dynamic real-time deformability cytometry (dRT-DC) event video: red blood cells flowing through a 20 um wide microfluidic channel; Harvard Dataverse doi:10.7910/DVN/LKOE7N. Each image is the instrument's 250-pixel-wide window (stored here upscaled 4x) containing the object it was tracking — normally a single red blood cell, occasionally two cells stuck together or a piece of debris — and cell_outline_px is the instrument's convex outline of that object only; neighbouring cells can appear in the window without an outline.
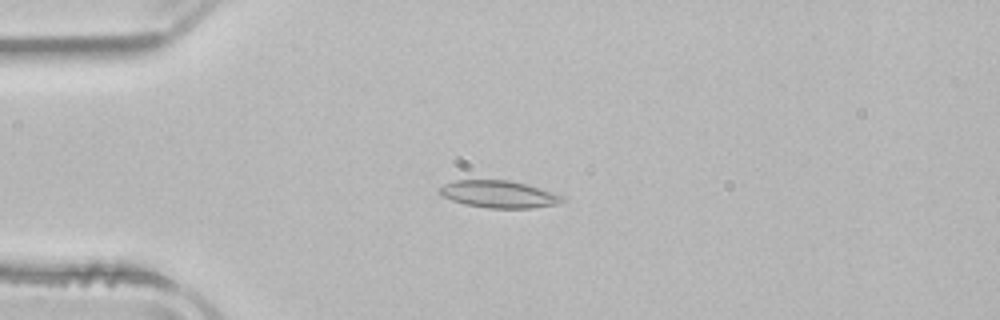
{"species": "common noctule bat (a hibernating species)", "species_latin": "Nyctalus noctula", "temperature_condition": "room temperature", "stored_images_in_passage": 44, "camera_frame_rate_fps": 3000, "um_per_image_px": 0.085, "animal": {"sex": "male", "body_mass_g": 21.5, "forearm_length_mm": 52.0}, "frame": {"image": 1, "passage_image": 12, "time_ms": 3.667, "image_size_px": [1000, 320], "cell_outline_px": [[564, 200], [560, 204], [532, 208], [488, 208], [464, 204], [440, 196], [436, 192], [436, 188], [452, 180], [508, 180], [524, 184], [552, 192], [564, 196]], "centroid_in_image_um": [42.33, 16.51], "position_along_channel_um": 42.7, "area_um2": 19.65}}
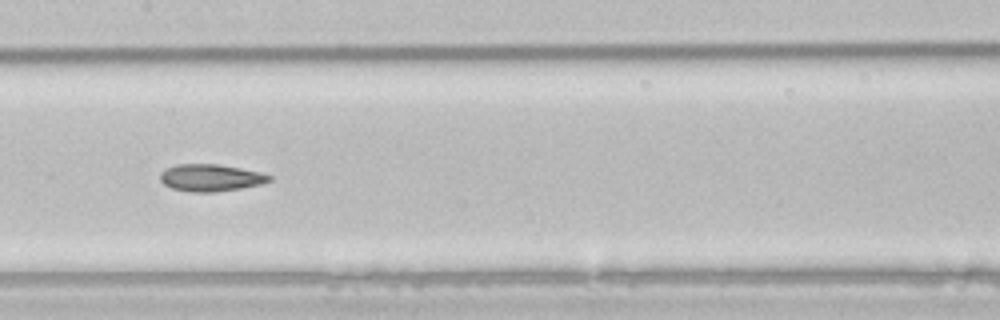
{"frame": {"image": 2, "passage_image": 25, "time_ms": 8.0, "image_size_px": [1000, 320], "cell_outline_px": [[272, 180], [260, 184], [240, 188], [212, 192], [192, 192], [172, 188], [164, 184], [160, 180], [160, 172], [164, 168], [176, 164], [220, 164], [260, 172], [272, 176]], "centroid_in_image_um": [17.88, 15.09], "position_along_channel_um": 189.5, "area_um2": 17.22}}
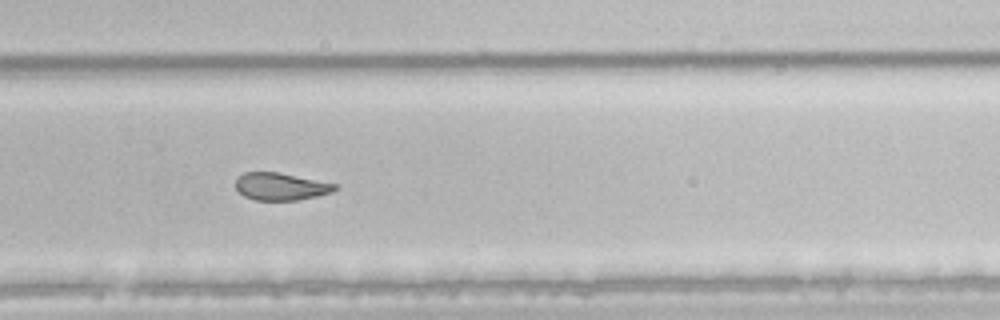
{"frame": {"image": 3, "passage_image": 34, "time_ms": 11.0, "image_size_px": [1000, 320], "cell_outline_px": [[336, 188], [332, 192], [316, 196], [296, 200], [256, 200], [244, 196], [236, 188], [236, 180], [244, 172], [280, 172], [336, 184]], "centroid_in_image_um": [23.85, 15.84], "position_along_channel_um": 305.9, "area_um2": 15.66}, "authors_computed_cell_mechanics": {"area_um2": 18.3804, "velocity_mm_per_s": 3.9105, "shape_relaxation_time_tau1_ms": null, "shape_relaxation_time_tau2_ms": 3.2284, "deformation_change_tau1": null, "deformation_change_tau2": 0.0956}}